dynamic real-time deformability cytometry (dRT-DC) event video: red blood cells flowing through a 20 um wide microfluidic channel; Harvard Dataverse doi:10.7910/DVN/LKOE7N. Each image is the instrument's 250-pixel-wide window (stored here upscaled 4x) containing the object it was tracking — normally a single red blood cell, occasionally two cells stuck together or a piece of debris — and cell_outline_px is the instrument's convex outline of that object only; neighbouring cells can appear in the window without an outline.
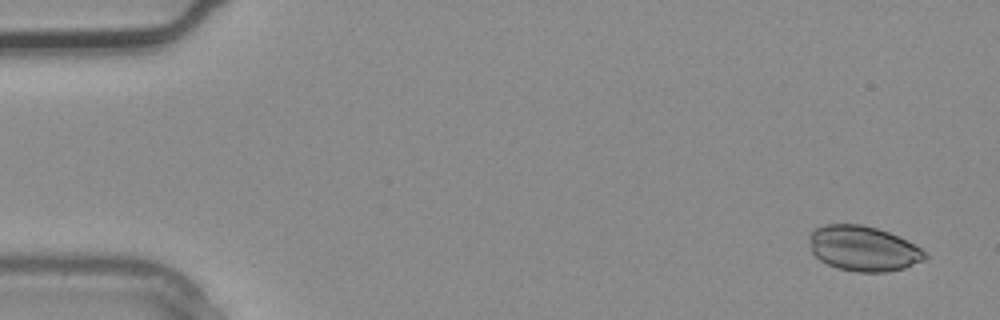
{"species": "common noctule bat (a hibernating species)", "species_latin": "Nyctalus noctula", "temperature_condition": "warm", "stored_images_in_passage": 3, "camera_frame_rate_fps": 3000, "um_per_image_px": 0.085, "animal": {"sex": "male", "body_mass_g": 20.4}, "frame": {"image": 1, "passage_image": 1, "time_ms": 0.0, "image_size_px": [1000, 320], "cell_outline_px": [[928, 256], [924, 260], [904, 268], [884, 272], [856, 272], [836, 268], [820, 260], [812, 252], [808, 240], [808, 236], [812, 228], [824, 224], [860, 224], [876, 228], [888, 232], [920, 248]], "centroid_in_image_um": [73.31, 21.12], "position_along_channel_um": 11.7, "area_um2": 30.4}}
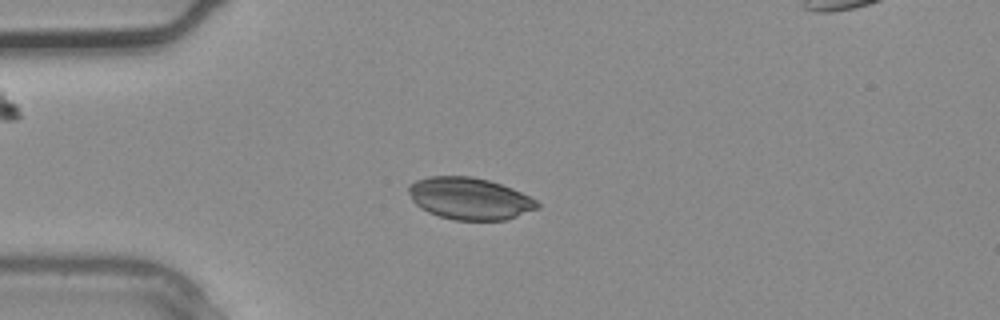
{"frame": {"image": 2, "passage_image": 3, "time_ms": 0.667, "image_size_px": [1000, 320], "cell_outline_px": [[540, 208], [504, 220], [452, 220], [428, 212], [420, 208], [412, 200], [408, 192], [408, 184], [416, 180], [428, 176], [472, 176], [488, 180], [512, 188], [536, 200], [540, 204]], "centroid_in_image_um": [39.89, 16.87], "position_along_channel_um": 45.1, "area_um2": 31.5}}